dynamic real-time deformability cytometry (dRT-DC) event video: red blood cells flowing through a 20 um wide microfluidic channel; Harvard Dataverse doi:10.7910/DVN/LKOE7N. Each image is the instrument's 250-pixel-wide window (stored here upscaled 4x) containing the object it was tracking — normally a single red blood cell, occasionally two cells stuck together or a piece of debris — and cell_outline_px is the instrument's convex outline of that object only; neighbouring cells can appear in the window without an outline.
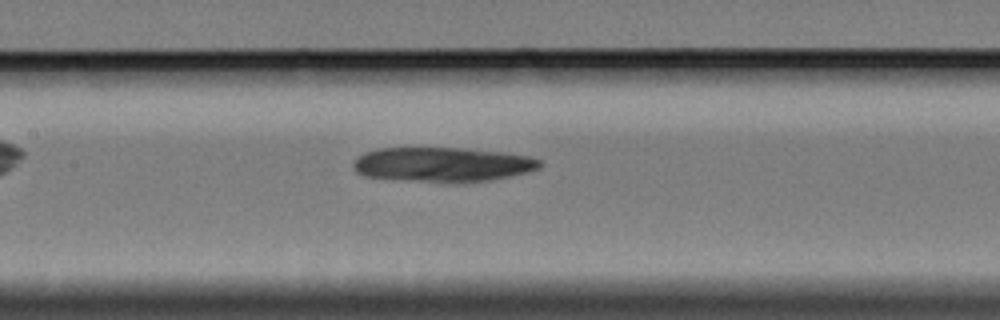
{"species": "Egyptian fruit bat (a non-hibernating species)", "species_latin": "Rousettus aegyptiacus", "temperature_condition": "cold", "stored_images_in_passage": 41, "camera_frame_rate_fps": 3000, "um_per_image_px": 0.085, "animal": {"sex": "female"}, "frame": {"image": 1, "passage_image": 10, "time_ms": 3.0, "image_size_px": [1000, 320], "cell_outline_px": [[544, 164], [540, 168], [528, 172], [488, 180], [416, 180], [364, 176], [356, 172], [352, 168], [352, 164], [364, 152], [376, 148], [460, 148], [500, 152], [528, 156], [540, 160]], "centroid_in_image_um": [37.6, 13.94], "position_along_channel_um": 169.8, "area_um2": 36.47}}
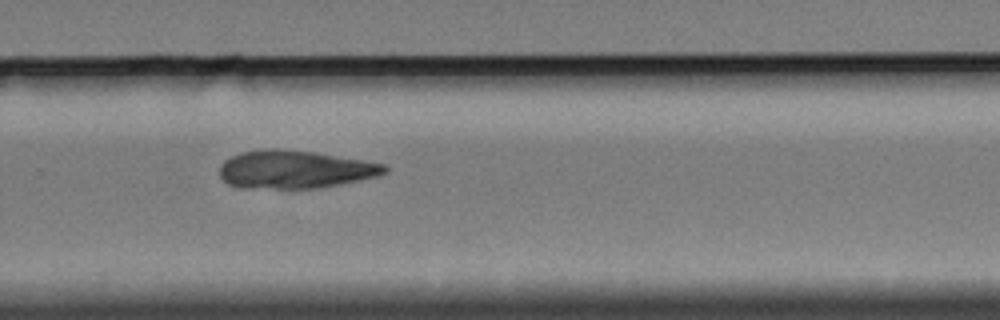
{"frame": {"image": 2, "passage_image": 22, "time_ms": 7.0, "image_size_px": [1000, 320], "cell_outline_px": [[388, 172], [380, 176], [320, 188], [236, 188], [228, 184], [220, 176], [220, 164], [224, 160], [240, 152], [264, 148], [280, 148], [312, 152], [364, 160], [388, 164]], "centroid_in_image_um": [25.07, 14.4], "position_along_channel_um": 304.7, "area_um2": 36.99}}
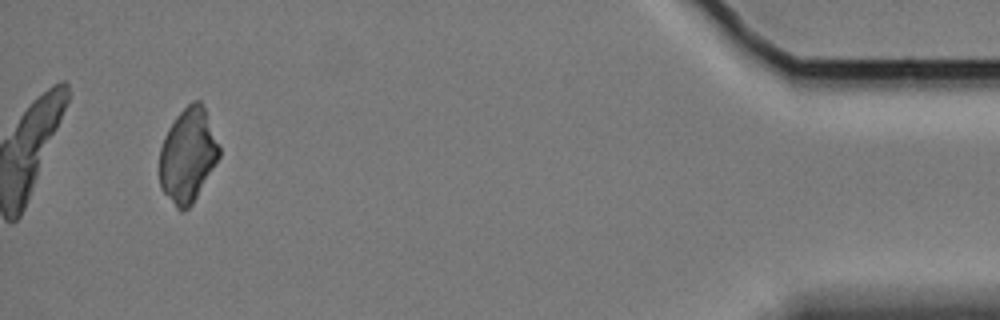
{"frame": {"image": 3, "passage_image": 38, "time_ms": 12.333, "image_size_px": [1000, 320], "cell_outline_px": [[220, 156], [216, 164], [192, 204], [184, 212], [180, 212], [176, 208], [160, 188], [160, 148], [164, 136], [168, 128], [176, 116], [192, 100], [200, 100], [204, 108], [220, 148]], "centroid_in_image_um": [15.95, 13.23], "position_along_channel_um": 419.2, "area_um2": 32.6}}